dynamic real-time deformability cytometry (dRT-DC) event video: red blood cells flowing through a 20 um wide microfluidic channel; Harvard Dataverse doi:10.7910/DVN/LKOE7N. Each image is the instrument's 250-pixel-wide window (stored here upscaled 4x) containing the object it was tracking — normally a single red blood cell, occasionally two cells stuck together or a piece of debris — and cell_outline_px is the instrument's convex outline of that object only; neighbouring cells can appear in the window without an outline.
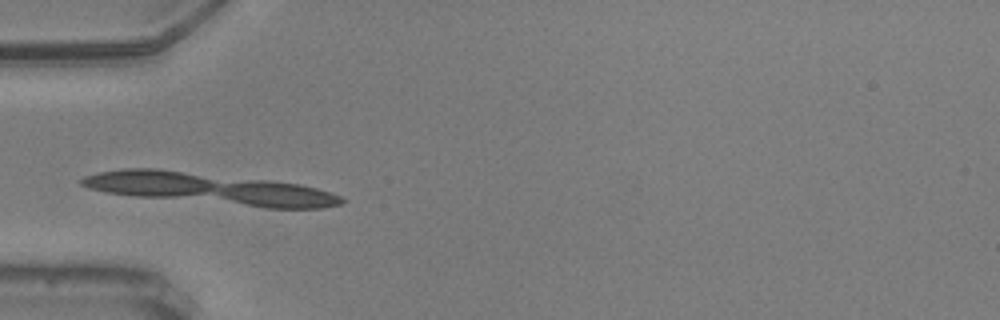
{"species": "common noctule bat (a hibernating species)", "species_latin": "Nyctalus noctula", "temperature_condition": "warm", "stored_images_in_passage": 53, "segment_of_instrument_passage": [2, 2], "camera_frame_rate_fps": 3000, "um_per_image_px": 0.085, "animal": {"sex": "male", "body_mass_g": 20.5, "forearm_length_mm": 52.5}, "frame": {"image": 1, "passage_image": 15, "time_ms": 4.667, "image_size_px": [1000, 320], "cell_outline_px": [[336, 200], [328, 204], [256, 204], [244, 200], [240, 184], [284, 184], [304, 188], [320, 192]], "centroid_in_image_um": [24.02, 16.56], "position_along_channel_um": 61.0, "area_um2": 10.87}}